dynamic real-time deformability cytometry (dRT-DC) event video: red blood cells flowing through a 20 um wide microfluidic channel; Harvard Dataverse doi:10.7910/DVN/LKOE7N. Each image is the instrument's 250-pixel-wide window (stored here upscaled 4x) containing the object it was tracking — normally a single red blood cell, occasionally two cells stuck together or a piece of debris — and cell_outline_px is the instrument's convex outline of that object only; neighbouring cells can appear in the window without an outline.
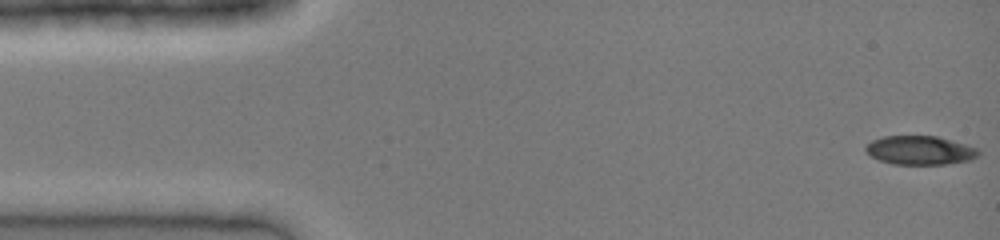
{"species": "common noctule bat (a hibernating species)", "species_latin": "Nyctalus noctula", "temperature_condition": "cold", "stored_images_in_passage": 41, "camera_frame_rate_fps": 3000, "um_per_image_px": 0.085, "animal": {"sex": "female", "body_mass_g": 19.0, "forearm_length_mm": 51.5}, "frame": {"image": 1, "passage_image": 1, "time_ms": 0.0, "image_size_px": [1000, 240], "cell_outline_px": [[980, 152], [972, 160], [944, 164], [892, 164], [880, 160], [872, 156], [864, 148], [872, 140], [884, 136], [936, 136], [952, 140], [976, 148]], "centroid_in_image_um": [78.2, 12.77], "position_along_channel_um": 6.8, "area_um2": 18.73}}
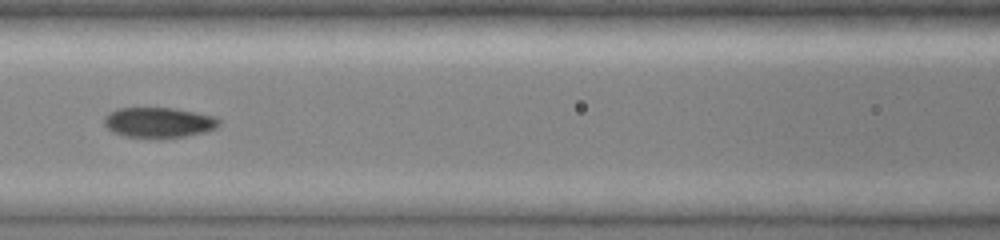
{"frame": {"image": 2, "passage_image": 18, "time_ms": 5.667, "image_size_px": [1000, 240], "cell_outline_px": [[220, 124], [216, 128], [204, 132], [184, 136], [160, 140], [124, 136], [112, 132], [104, 124], [104, 116], [108, 112], [120, 108], [172, 108], [212, 116], [220, 120]], "centroid_in_image_um": [13.44, 10.44], "position_along_channel_um": 153.2, "area_um2": 20.52}}
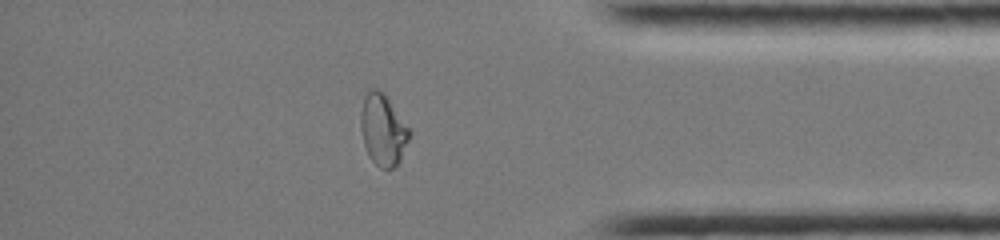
{"frame": {"image": 3, "passage_image": 35, "time_ms": 11.333, "image_size_px": [1000, 240], "cell_outline_px": [[412, 132], [400, 160], [392, 168], [380, 168], [368, 156], [364, 144], [360, 128], [360, 112], [364, 96], [372, 88], [376, 88], [384, 92]], "centroid_in_image_um": [32.54, 11.02], "position_along_channel_um": 402.7, "area_um2": 20.29}}